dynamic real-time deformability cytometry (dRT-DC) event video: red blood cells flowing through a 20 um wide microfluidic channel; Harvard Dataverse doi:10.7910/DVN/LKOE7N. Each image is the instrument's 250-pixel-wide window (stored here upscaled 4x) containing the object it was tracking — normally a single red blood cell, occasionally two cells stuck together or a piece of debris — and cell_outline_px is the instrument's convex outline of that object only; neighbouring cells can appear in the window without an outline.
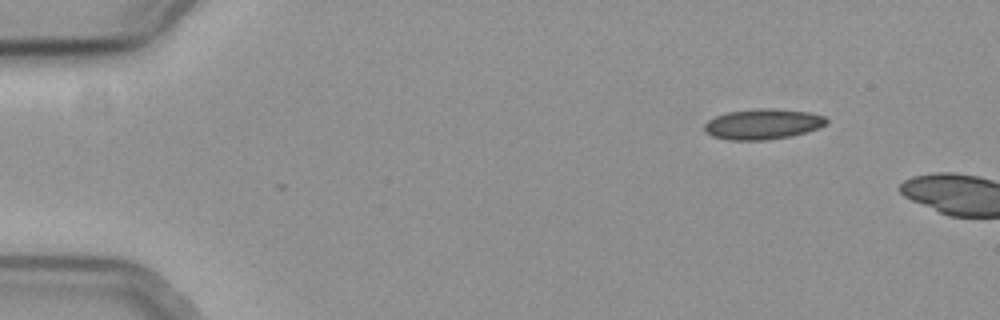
{"species": "common noctule bat (a hibernating species)", "species_latin": "Nyctalus noctula", "temperature_condition": "cold", "stored_images_in_passage": 5, "camera_frame_rate_fps": 3000, "um_per_image_px": 0.085, "animal": {"sex": "female", "body_mass_g": 19.3, "forearm_length_mm": 54.1}, "frame": {"image": 1, "passage_image": 1, "time_ms": 0.0, "image_size_px": [1000, 320], "cell_outline_px": [[828, 124], [820, 128], [792, 136], [768, 140], [728, 140], [712, 136], [704, 132], [704, 124], [708, 120], [716, 116], [728, 112], [760, 108], [772, 108], [808, 112], [824, 116], [828, 120]], "centroid_in_image_um": [64.85, 10.56], "position_along_channel_um": 20.2, "area_um2": 21.85}}